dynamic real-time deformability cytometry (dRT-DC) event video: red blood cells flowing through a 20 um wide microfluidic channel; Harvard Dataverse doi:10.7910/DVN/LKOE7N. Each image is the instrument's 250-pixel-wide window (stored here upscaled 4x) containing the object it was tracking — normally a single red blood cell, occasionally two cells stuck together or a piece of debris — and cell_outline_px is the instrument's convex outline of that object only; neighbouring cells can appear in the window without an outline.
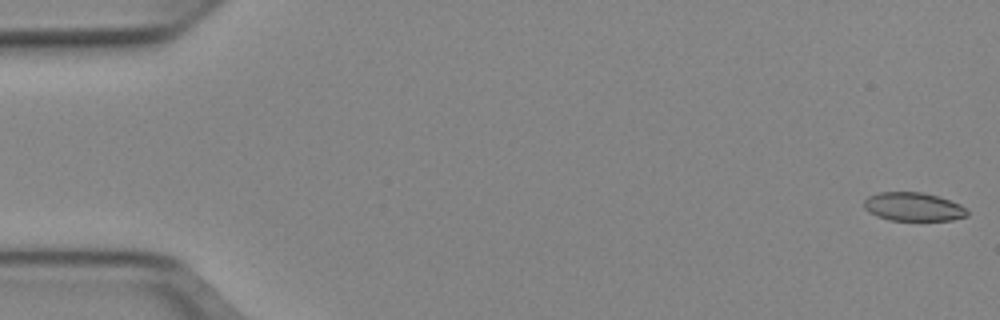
{"species": "Egyptian fruit bat (a non-hibernating species)", "species_latin": "Rousettus aegyptiacus", "temperature_condition": "cold", "stored_images_in_passage": 51, "camera_frame_rate_fps": 3000, "um_per_image_px": 0.085, "animal": {"sex": "female"}, "frame": {"image": 1, "passage_image": 1, "time_ms": 0.0, "image_size_px": [1000, 320], "cell_outline_px": [[968, 216], [952, 220], [888, 220], [876, 216], [868, 212], [864, 208], [864, 200], [868, 196], [880, 192], [924, 192], [960, 204], [968, 212]], "centroid_in_image_um": [77.6, 17.58], "position_along_channel_um": 7.4, "area_um2": 17.17}}
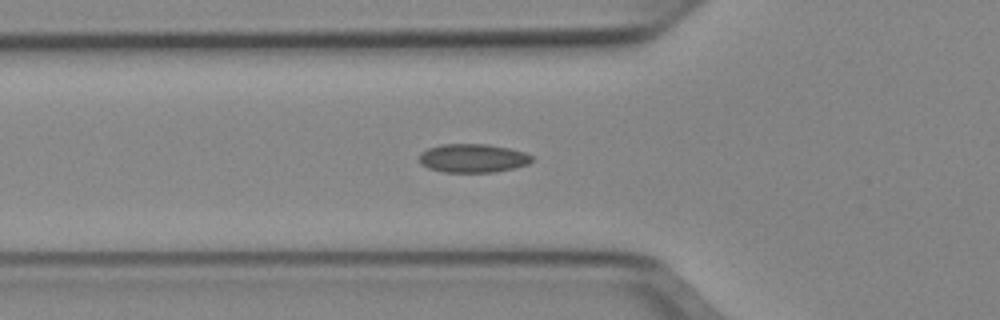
{"frame": {"image": 2, "passage_image": 18, "time_ms": 5.667, "image_size_px": [1000, 320], "cell_outline_px": [[532, 160], [528, 164], [516, 168], [496, 172], [444, 172], [428, 168], [420, 164], [420, 152], [428, 148], [440, 144], [488, 144], [508, 148], [524, 152], [532, 156]], "centroid_in_image_um": [40.18, 13.45], "position_along_channel_um": 85.6, "area_um2": 18.9}}
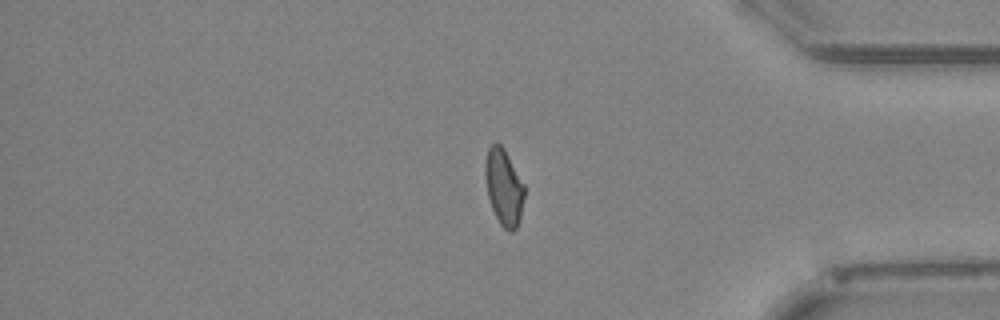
{"frame": {"image": 3, "passage_image": 43, "time_ms": 14.0, "image_size_px": [1000, 320], "cell_outline_px": [[524, 196], [520, 220], [516, 228], [512, 232], [508, 232], [500, 224], [492, 208], [488, 196], [484, 176], [484, 164], [488, 148], [496, 140], [504, 148], [524, 184]], "centroid_in_image_um": [42.81, 15.89], "position_along_channel_um": 392.4, "area_um2": 17.57}, "authors_computed_cell_mechanics": {"area_um2": 17.6868, "velocity_mm_per_s": 3.9554, "shape_relaxation_time_tau1_ms": null, "shape_relaxation_time_tau2_ms": 2.5884, "deformation_change_tau1": null, "deformation_change_tau2": 0.0707}}